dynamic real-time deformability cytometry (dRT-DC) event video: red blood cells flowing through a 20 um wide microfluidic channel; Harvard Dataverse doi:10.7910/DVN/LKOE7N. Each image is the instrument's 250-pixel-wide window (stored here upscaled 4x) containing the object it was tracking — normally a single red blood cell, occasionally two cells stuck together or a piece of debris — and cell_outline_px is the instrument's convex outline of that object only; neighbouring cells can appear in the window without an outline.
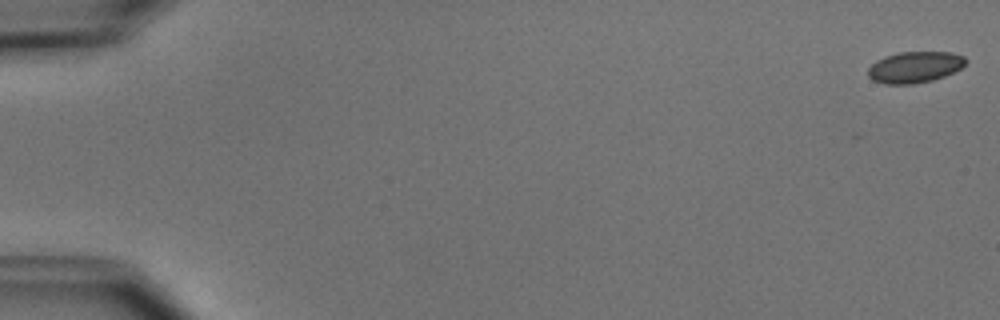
{"species": "common noctule bat (a hibernating species)", "species_latin": "Nyctalus noctula", "temperature_condition": "cold", "stored_images_in_passage": 5, "camera_frame_rate_fps": 3000, "um_per_image_px": 0.085, "animal": {"sex": "male", "body_mass_g": 15.6}, "frame": {"image": 1, "passage_image": 1, "time_ms": 0.0, "image_size_px": [1000, 320], "cell_outline_px": [[968, 60], [960, 68], [944, 76], [932, 80], [912, 84], [884, 84], [872, 80], [868, 76], [868, 68], [876, 60], [884, 56], [900, 52], [952, 52], [964, 56]], "centroid_in_image_um": [77.73, 5.7], "position_along_channel_um": 7.3, "area_um2": 17.8}}
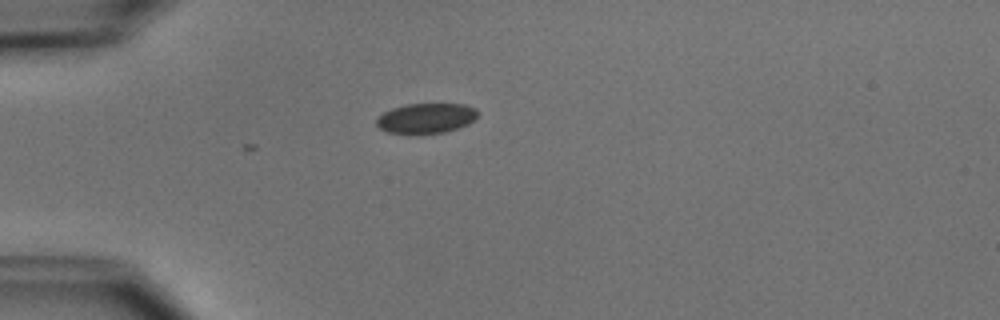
{"frame": {"image": 2, "passage_image": 5, "time_ms": 4.667, "image_size_px": [1000, 320], "cell_outline_px": [[480, 112], [468, 124], [444, 132], [416, 136], [388, 132], [380, 128], [376, 124], [376, 120], [384, 112], [392, 108], [408, 104], [464, 104], [476, 108]], "centroid_in_image_um": [36.21, 10.07], "position_along_channel_um": 48.8, "area_um2": 18.03}}